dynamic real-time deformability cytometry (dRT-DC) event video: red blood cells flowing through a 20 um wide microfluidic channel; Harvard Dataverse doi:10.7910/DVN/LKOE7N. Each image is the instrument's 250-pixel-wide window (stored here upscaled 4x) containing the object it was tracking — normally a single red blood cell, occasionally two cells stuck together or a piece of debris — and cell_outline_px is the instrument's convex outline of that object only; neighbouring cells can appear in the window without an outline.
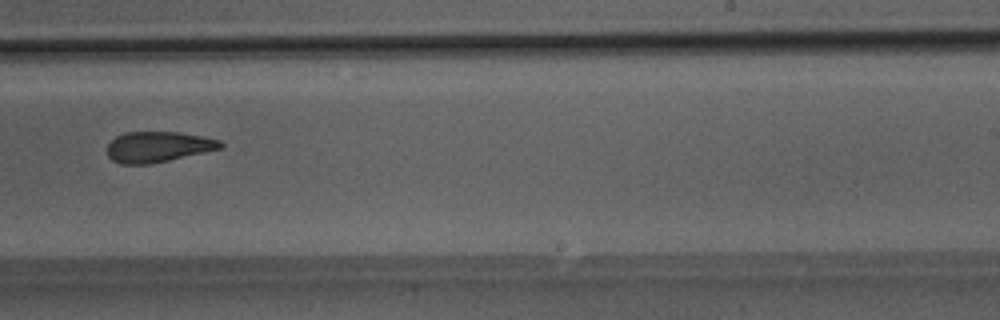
{"species": "Egyptian fruit bat (a non-hibernating species)", "species_latin": "Rousettus aegyptiacus", "temperature_condition": "room temperature", "stored_images_in_passage": 39, "camera_frame_rate_fps": 3000, "um_per_image_px": 0.085, "animal": {"sex": "male"}, "frame": {"image": 1, "passage_image": 28, "time_ms": 9.0, "image_size_px": [1000, 320], "cell_outline_px": [[224, 148], [152, 164], [120, 164], [112, 160], [108, 156], [108, 144], [116, 136], [124, 132], [180, 132], [204, 136], [220, 140], [224, 144]], "centroid_in_image_um": [13.47, 12.48], "position_along_channel_um": 275.5, "area_um2": 20.46}}